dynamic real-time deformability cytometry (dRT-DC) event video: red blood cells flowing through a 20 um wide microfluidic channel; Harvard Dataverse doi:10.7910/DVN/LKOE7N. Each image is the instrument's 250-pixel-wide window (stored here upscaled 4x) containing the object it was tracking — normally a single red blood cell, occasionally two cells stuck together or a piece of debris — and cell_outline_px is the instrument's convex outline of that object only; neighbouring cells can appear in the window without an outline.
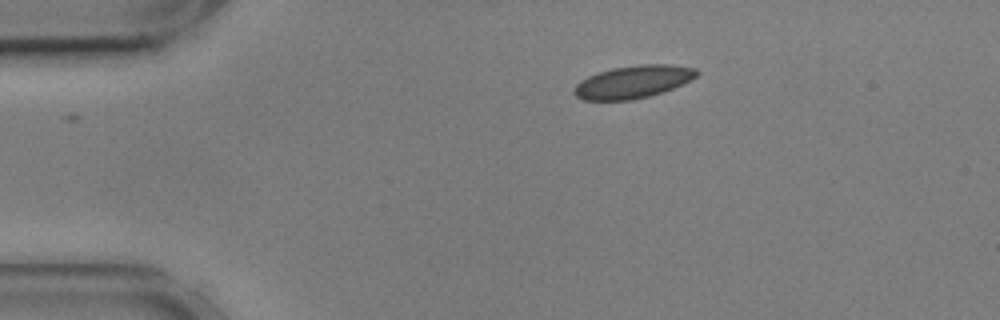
{"species": "common noctule bat (a hibernating species)", "species_latin": "Nyctalus noctula", "temperature_condition": "cold", "stored_images_in_passage": 46, "camera_frame_rate_fps": 3000, "um_per_image_px": 0.085, "animal": {"sex": "male", "body_mass_g": 17.9, "forearm_length_mm": 54.2}, "frame": {"image": 1, "passage_image": 1, "time_ms": 0.0, "image_size_px": [1000, 320], "cell_outline_px": [[700, 72], [696, 76], [672, 88], [648, 96], [632, 100], [584, 100], [576, 96], [572, 92], [576, 84], [580, 80], [588, 76], [612, 68], [640, 64], [672, 64], [696, 68]], "centroid_in_image_um": [53.78, 6.95], "position_along_channel_um": 31.2, "area_um2": 23.18}}
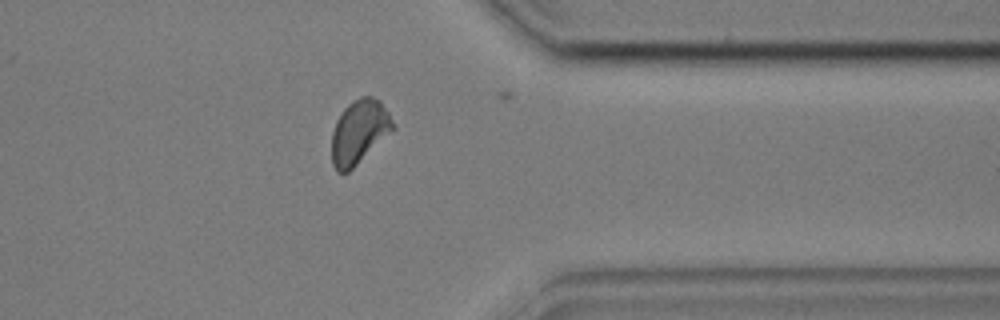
{"frame": {"image": 2, "passage_image": 35, "time_ms": 11.333, "image_size_px": [1000, 320], "cell_outline_px": [[396, 128], [348, 172], [336, 172], [332, 164], [332, 132], [336, 120], [344, 108], [352, 100], [360, 96], [372, 96], [380, 100], [388, 112]], "centroid_in_image_um": [30.53, 11.19], "position_along_channel_um": 380.9, "area_um2": 22.83}}
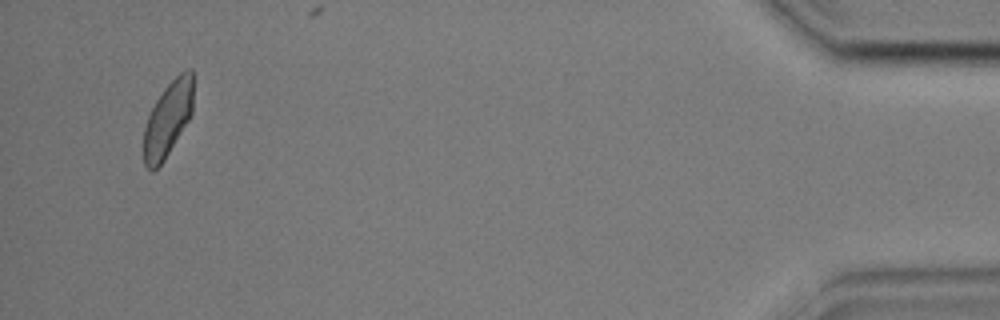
{"frame": {"image": 3, "passage_image": 44, "time_ms": 14.333, "image_size_px": [1000, 320], "cell_outline_px": [[192, 112], [188, 120], [164, 160], [152, 172], [144, 164], [144, 128], [148, 116], [156, 100], [164, 88], [180, 72], [188, 68], [192, 68]], "centroid_in_image_um": [14.26, 10.1], "position_along_channel_um": 420.9, "area_um2": 21.27}, "authors_computed_cell_mechanics": {"area_um2": 22.7443, "velocity_mm_per_s": 3.5834, "shape_relaxation_time_tau1_ms": 2.954, "shape_relaxation_time_tau2_ms": 1.448, "deformation_change_tau1": 0.0685, "deformation_change_tau2": 0.0525}}